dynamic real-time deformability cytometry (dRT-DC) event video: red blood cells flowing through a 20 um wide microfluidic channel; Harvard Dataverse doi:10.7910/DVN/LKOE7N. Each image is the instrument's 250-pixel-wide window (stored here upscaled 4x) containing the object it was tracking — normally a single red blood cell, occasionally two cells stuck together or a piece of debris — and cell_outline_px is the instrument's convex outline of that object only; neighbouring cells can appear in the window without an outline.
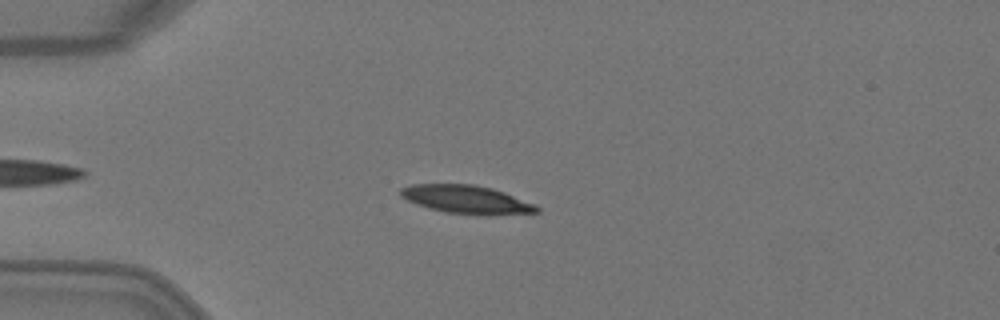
{"species": "Egyptian fruit bat (a non-hibernating species)", "species_latin": "Rousettus aegyptiacus", "temperature_condition": "warm", "stored_images_in_passage": 5, "camera_frame_rate_fps": 3000, "um_per_image_px": 0.085, "animal": {"sex": "female"}, "frame": {"image": 1, "passage_image": 2, "time_ms": 0.333, "image_size_px": [1000, 320], "cell_outline_px": [[540, 212], [488, 216], [484, 216], [444, 212], [428, 208], [416, 204], [400, 196], [400, 188], [412, 184], [472, 184], [492, 188], [504, 192], [536, 204], [540, 208]], "centroid_in_image_um": [39.69, 16.97], "position_along_channel_um": 45.3, "area_um2": 22.77}}
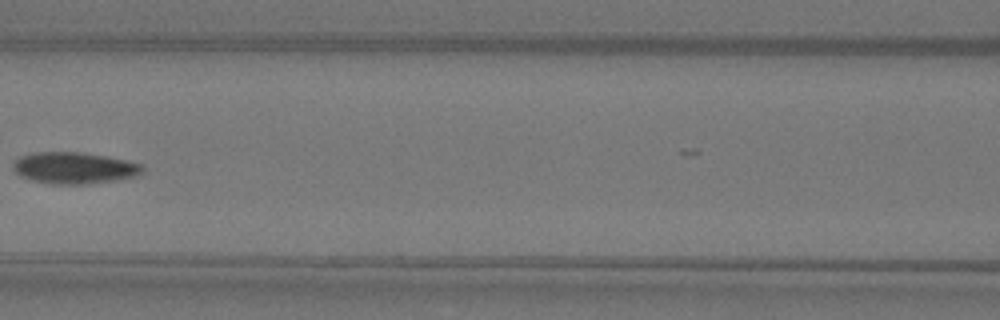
{"frame": {"image": 2, "passage_image": 5, "time_ms": 1.333, "image_size_px": [1000, 320], "cell_outline_px": [[144, 168], [136, 176], [116, 180], [84, 184], [52, 184], [32, 180], [20, 176], [12, 168], [12, 164], [20, 156], [32, 152], [80, 152], [104, 156], [144, 164]], "centroid_in_image_um": [6.28, 14.27], "position_along_channel_um": 160.3, "area_um2": 23.7}}